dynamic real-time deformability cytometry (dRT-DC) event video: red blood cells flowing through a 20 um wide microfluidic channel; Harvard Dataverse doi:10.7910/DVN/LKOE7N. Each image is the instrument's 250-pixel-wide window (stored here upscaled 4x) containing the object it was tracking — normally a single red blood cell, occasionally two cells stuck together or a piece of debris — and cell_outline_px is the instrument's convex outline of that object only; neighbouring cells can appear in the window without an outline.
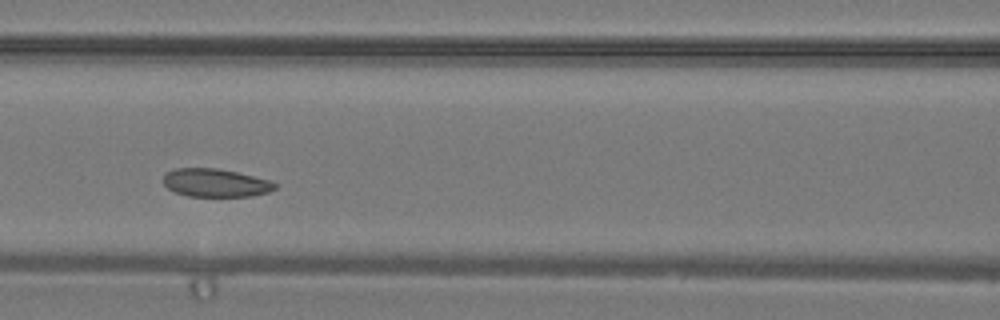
{"species": "common noctule bat (a hibernating species)", "species_latin": "Nyctalus noctula", "temperature_condition": "warm", "stored_images_in_passage": 39, "camera_frame_rate_fps": 3000, "um_per_image_px": 0.085, "animal": {"sex": "male", "body_mass_g": 19.2, "forearm_length_mm": 51.8}, "frame": {"image": 1, "passage_image": 17, "time_ms": 5.333, "image_size_px": [1000, 320], "cell_outline_px": [[280, 184], [276, 188], [268, 192], [252, 196], [188, 196], [176, 192], [168, 188], [164, 184], [164, 172], [176, 168], [216, 168], [236, 172], [268, 180]], "centroid_in_image_um": [18.32, 15.54], "position_along_channel_um": 148.3, "area_um2": 18.26}}